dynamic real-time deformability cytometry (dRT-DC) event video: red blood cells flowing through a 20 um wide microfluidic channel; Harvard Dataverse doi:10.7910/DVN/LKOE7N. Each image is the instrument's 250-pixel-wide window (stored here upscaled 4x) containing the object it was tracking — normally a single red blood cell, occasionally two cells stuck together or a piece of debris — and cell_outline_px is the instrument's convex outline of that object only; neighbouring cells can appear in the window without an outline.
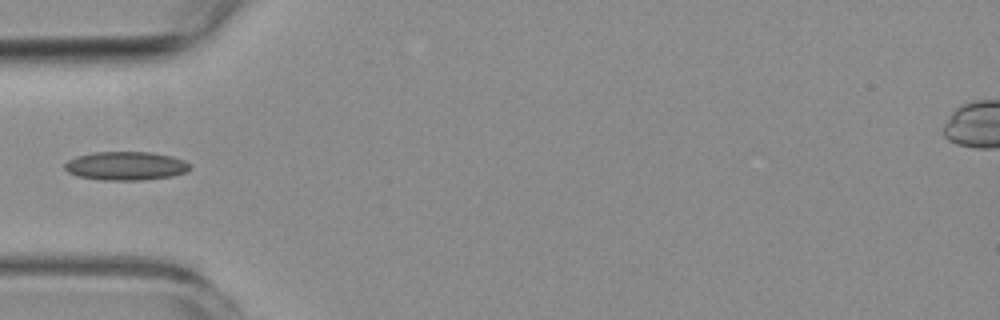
{"species": "common noctule bat (a hibernating species)", "species_latin": "Nyctalus noctula", "temperature_condition": "room temperature", "stored_images_in_passage": 4, "camera_frame_rate_fps": 3000, "um_per_image_px": 0.085, "animal": {"sex": "female", "body_mass_g": 19.3, "forearm_length_mm": 54.1}, "frame": {"image": 1, "passage_image": 4, "time_ms": 3.667, "image_size_px": [1000, 320], "cell_outline_px": [[192, 168], [188, 172], [172, 176], [144, 180], [100, 180], [76, 176], [68, 172], [64, 168], [64, 164], [68, 160], [76, 156], [96, 152], [148, 152], [172, 156], [184, 160], [192, 164]], "centroid_in_image_um": [10.72, 14.11], "position_along_channel_um": 74.3, "area_um2": 21.15}}